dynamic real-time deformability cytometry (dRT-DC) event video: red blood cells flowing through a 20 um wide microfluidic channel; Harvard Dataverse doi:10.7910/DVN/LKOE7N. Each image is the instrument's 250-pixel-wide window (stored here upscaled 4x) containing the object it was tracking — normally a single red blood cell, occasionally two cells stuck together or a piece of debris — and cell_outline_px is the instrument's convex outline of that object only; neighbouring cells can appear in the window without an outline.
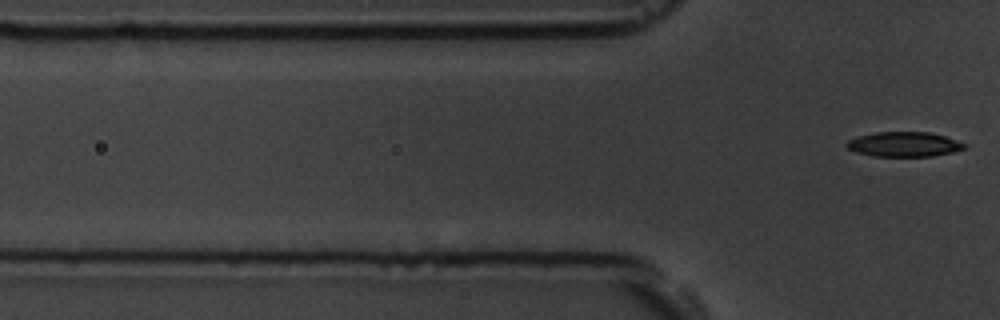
{"species": "common noctule bat (a hibernating species)", "species_latin": "Nyctalus noctula", "temperature_condition": "room temperature", "stored_images_in_passage": 5, "camera_frame_rate_fps": 3000, "um_per_image_px": 0.085, "animal": {"sex": "male", "body_mass_g": 19.5, "forearm_length_mm": 54.6}, "frame": {"image": 1, "passage_image": 5, "time_ms": 6.333, "image_size_px": [1000, 320], "cell_outline_px": [[968, 148], [952, 152], [932, 156], [872, 156], [856, 152], [848, 148], [844, 144], [848, 140], [856, 136], [876, 132], [928, 132], [944, 136], [968, 144]], "centroid_in_image_um": [76.84, 12.26], "position_along_channel_um": 49.0, "area_um2": 17.11}}